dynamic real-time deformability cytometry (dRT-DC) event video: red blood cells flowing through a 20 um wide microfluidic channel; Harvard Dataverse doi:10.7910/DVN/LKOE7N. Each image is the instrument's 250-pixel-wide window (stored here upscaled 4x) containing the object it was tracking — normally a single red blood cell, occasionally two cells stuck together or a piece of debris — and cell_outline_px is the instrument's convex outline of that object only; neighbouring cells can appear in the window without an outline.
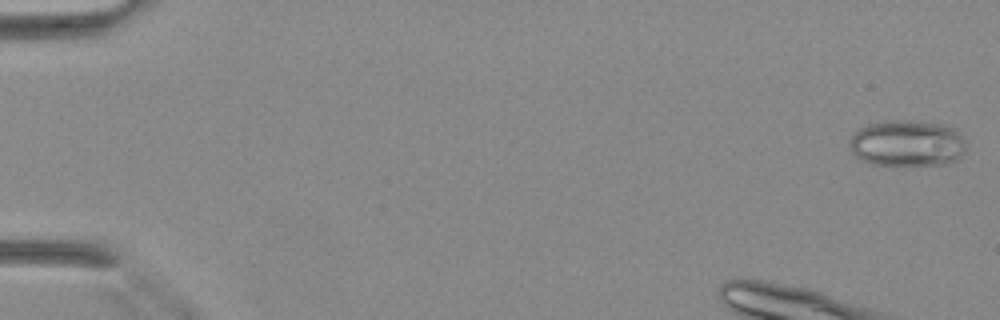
{"species": "Egyptian fruit bat (a non-hibernating species)", "species_latin": "Rousettus aegyptiacus", "temperature_condition": "warm", "stored_images_in_passage": 9, "camera_frame_rate_fps": 3000, "um_per_image_px": 0.085, "animal": {"sex": "female"}, "frame": {"image": 1, "passage_image": 1, "time_ms": 0.0, "image_size_px": [1000, 320], "cell_outline_px": [[964, 152], [956, 160], [944, 164], [872, 164], [856, 156], [852, 152], [848, 140], [860, 128], [868, 124], [884, 120], [908, 120], [948, 124], [956, 128], [964, 140]], "centroid_in_image_um": [77.12, 12.14], "position_along_channel_um": 7.9, "area_um2": 31.44}}